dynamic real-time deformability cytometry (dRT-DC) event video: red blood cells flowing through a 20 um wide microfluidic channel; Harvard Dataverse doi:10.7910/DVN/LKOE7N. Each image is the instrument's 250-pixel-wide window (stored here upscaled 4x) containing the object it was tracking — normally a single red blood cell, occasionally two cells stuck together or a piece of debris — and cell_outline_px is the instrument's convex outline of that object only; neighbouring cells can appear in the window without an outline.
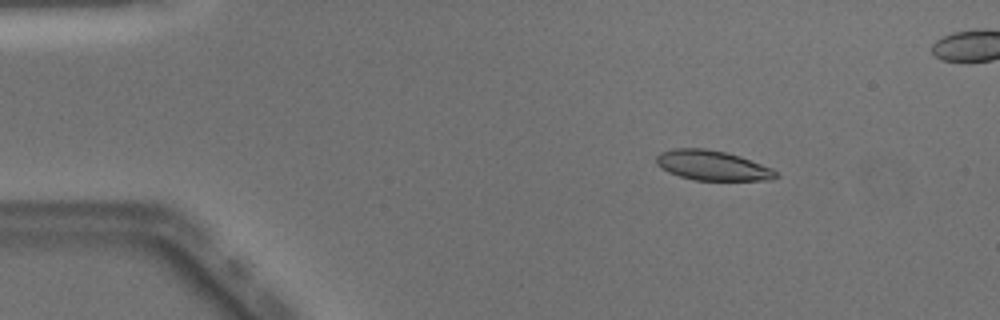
{"species": "Egyptian fruit bat (a non-hibernating species)", "species_latin": "Rousettus aegyptiacus", "temperature_condition": "warm", "stored_images_in_passage": 47, "camera_frame_rate_fps": 3000, "um_per_image_px": 0.085, "animal": {"sex": "male"}, "frame": {"image": 1, "passage_image": 4, "time_ms": 1.0, "image_size_px": [1000, 320], "cell_outline_px": [[780, 176], [772, 180], [696, 180], [680, 176], [668, 172], [660, 168], [656, 164], [656, 156], [660, 152], [672, 148], [704, 148], [728, 152], [740, 156], [772, 168]], "centroid_in_image_um": [60.54, 14.05], "position_along_channel_um": 24.5, "area_um2": 20.98}}
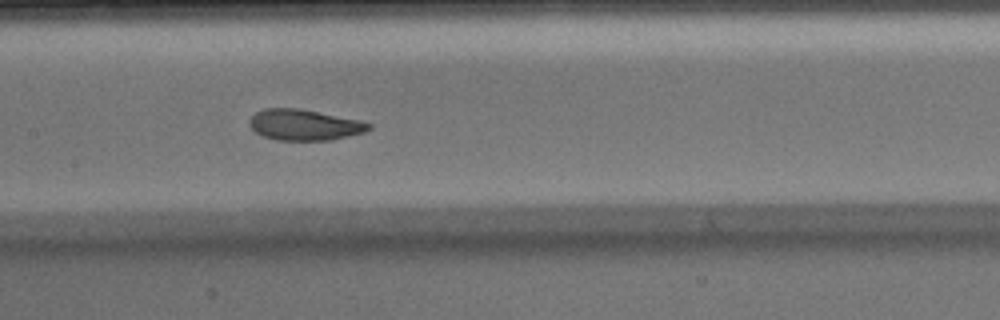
{"frame": {"image": 2, "passage_image": 21, "time_ms": 6.667, "image_size_px": [1000, 320], "cell_outline_px": [[372, 128], [364, 132], [332, 140], [276, 140], [264, 136], [256, 132], [248, 124], [248, 120], [256, 112], [264, 108], [300, 108], [360, 120], [372, 124]], "centroid_in_image_um": [25.87, 10.61], "position_along_channel_um": 181.5, "area_um2": 21.56}}
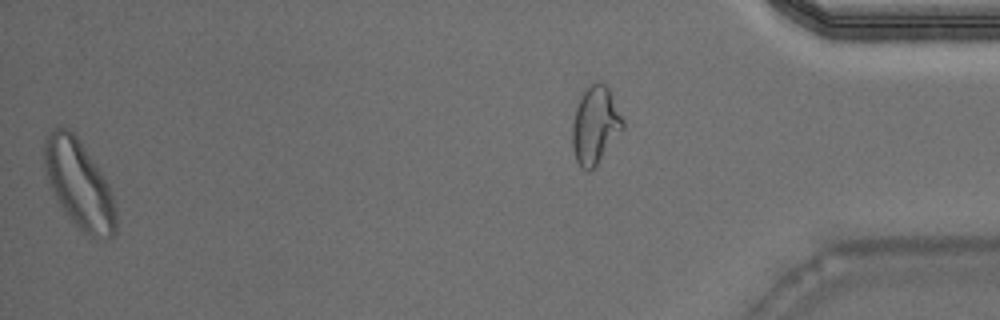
{"frame": {"image": 3, "passage_image": 46, "time_ms": 15.0, "image_size_px": [1000, 320], "cell_outline_px": [[116, 236], [104, 240], [96, 240], [84, 232], [72, 220], [60, 204], [48, 180], [44, 164], [44, 140], [48, 132], [52, 128], [68, 128], [76, 136], [108, 184], [116, 208]], "centroid_in_image_um": [6.74, 15.7], "position_along_channel_um": 428.5, "area_um2": 36.13}, "authors_computed_cell_mechanics": {"area_um2": 22.0796, "velocity_mm_per_s": 4.0558, "shape_relaxation_time_tau1_ms": 3.1312, "shape_relaxation_time_tau2_ms": 2.1038, "deformation_change_tau1": 0.136, "deformation_change_tau2": 0.0545}}